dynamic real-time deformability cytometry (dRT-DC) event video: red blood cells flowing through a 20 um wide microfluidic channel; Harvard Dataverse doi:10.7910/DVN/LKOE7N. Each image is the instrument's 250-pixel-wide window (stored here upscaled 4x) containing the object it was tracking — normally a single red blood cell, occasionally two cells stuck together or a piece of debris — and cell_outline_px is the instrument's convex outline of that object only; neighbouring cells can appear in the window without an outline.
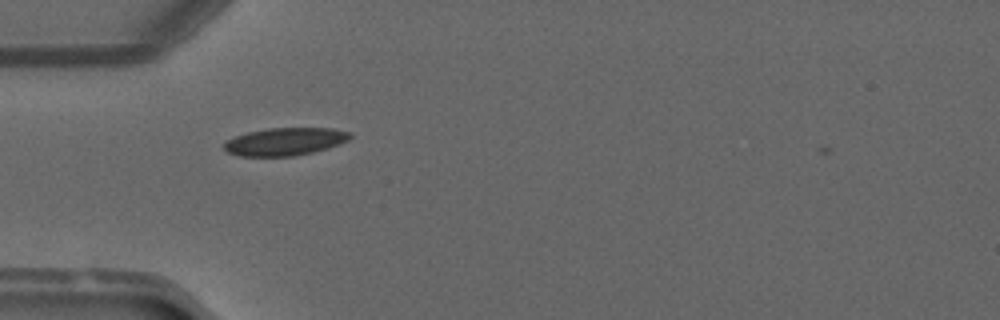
{"species": "common noctule bat (a hibernating species)", "species_latin": "Nyctalus noctula", "temperature_condition": "warm", "stored_images_in_passage": 37, "camera_frame_rate_fps": 3000, "um_per_image_px": 0.085, "animal": {"sex": "male", "forearm_length_mm": 52.5}, "frame": {"image": 1, "passage_image": 3, "time_ms": 0.667, "image_size_px": [1000, 320], "cell_outline_px": [[352, 136], [348, 140], [328, 148], [312, 152], [292, 156], [240, 156], [228, 152], [224, 148], [224, 140], [248, 132], [268, 128], [332, 128], [352, 132]], "centroid_in_image_um": [24.23, 12.03], "position_along_channel_um": 60.8, "area_um2": 20.35}}
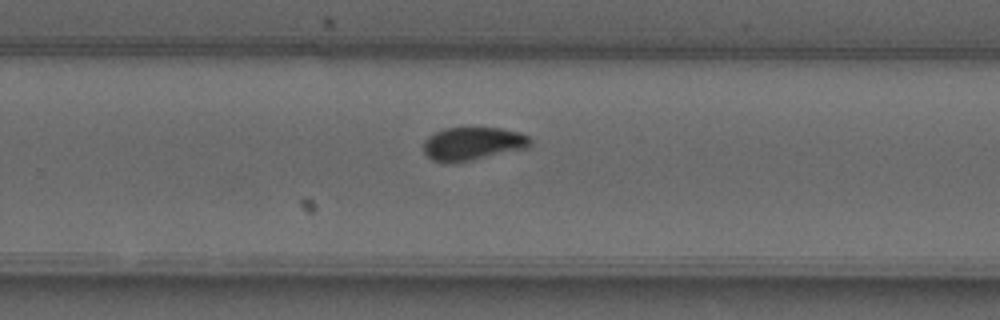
{"frame": {"image": 2, "passage_image": 20, "time_ms": 6.333, "image_size_px": [1000, 320], "cell_outline_px": [[532, 144], [528, 148], [472, 160], [452, 164], [444, 164], [432, 160], [424, 152], [424, 140], [428, 136], [444, 128], [500, 128], [520, 132], [528, 136], [532, 140]], "centroid_in_image_um": [40.18, 12.23], "position_along_channel_um": 289.6, "area_um2": 20.92}}
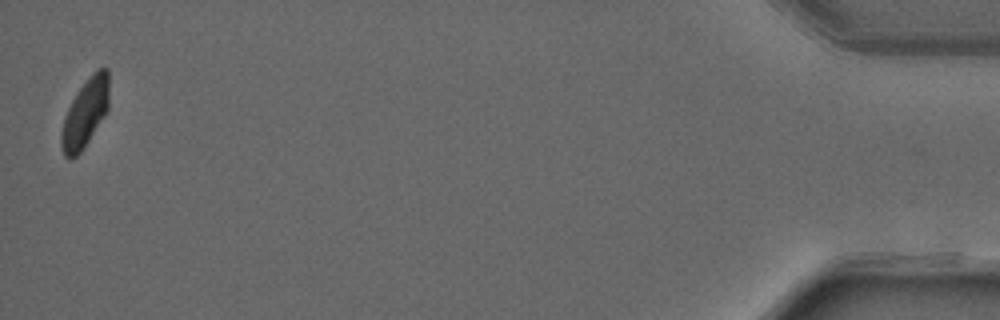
{"frame": {"image": 3, "passage_image": 37, "time_ms": 12.0, "image_size_px": [1000, 320], "cell_outline_px": [[108, 108], [104, 116], [84, 148], [72, 160], [68, 160], [64, 156], [60, 148], [60, 132], [64, 116], [76, 92], [88, 76], [96, 68], [108, 68]], "centroid_in_image_um": [7.2, 9.64], "position_along_channel_um": 428.0, "area_um2": 19.31}, "authors_computed_cell_mechanics": {"area_um2": 20.4034, "velocity_mm_per_s": 4.0932, "shape_relaxation_time_tau1_ms": 6.5838, "shape_relaxation_time_tau2_ms": 0.9156, "deformation_change_tau1": 0.202, "deformation_change_tau2": 0.0506}}